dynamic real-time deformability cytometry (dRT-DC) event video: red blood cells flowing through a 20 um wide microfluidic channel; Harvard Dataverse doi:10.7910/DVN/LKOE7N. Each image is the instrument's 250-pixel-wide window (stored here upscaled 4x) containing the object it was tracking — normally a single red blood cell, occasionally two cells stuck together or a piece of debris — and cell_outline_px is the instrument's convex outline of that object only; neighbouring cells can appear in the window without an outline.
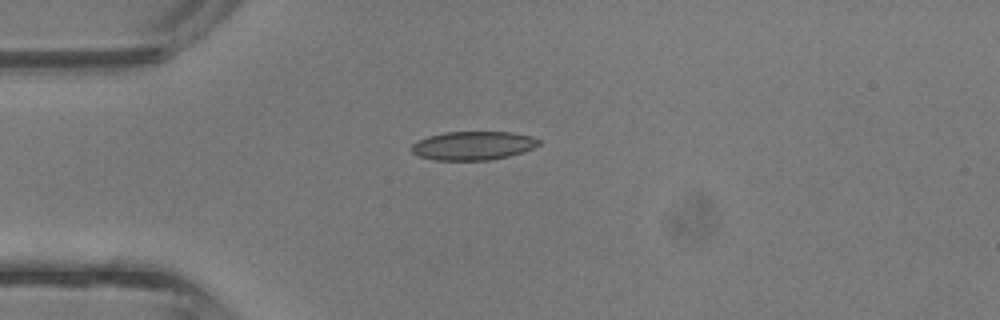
{"species": "common noctule bat (a hibernating species)", "species_latin": "Nyctalus noctula", "temperature_condition": "room temperature", "stored_images_in_passage": 1, "camera_frame_rate_fps": 3000, "um_per_image_px": 0.085, "animal": {"sex": "male", "body_mass_g": 13.3}, "frame": {"image": 1, "passage_image": 1, "time_ms": 0.0, "image_size_px": [1000, 320], "cell_outline_px": [[540, 144], [532, 148], [508, 156], [488, 160], [432, 160], [420, 156], [412, 152], [412, 144], [428, 136], [444, 132], [512, 132], [532, 136], [540, 140]], "centroid_in_image_um": [40.21, 12.37], "position_along_channel_um": 44.8, "area_um2": 21.1}}